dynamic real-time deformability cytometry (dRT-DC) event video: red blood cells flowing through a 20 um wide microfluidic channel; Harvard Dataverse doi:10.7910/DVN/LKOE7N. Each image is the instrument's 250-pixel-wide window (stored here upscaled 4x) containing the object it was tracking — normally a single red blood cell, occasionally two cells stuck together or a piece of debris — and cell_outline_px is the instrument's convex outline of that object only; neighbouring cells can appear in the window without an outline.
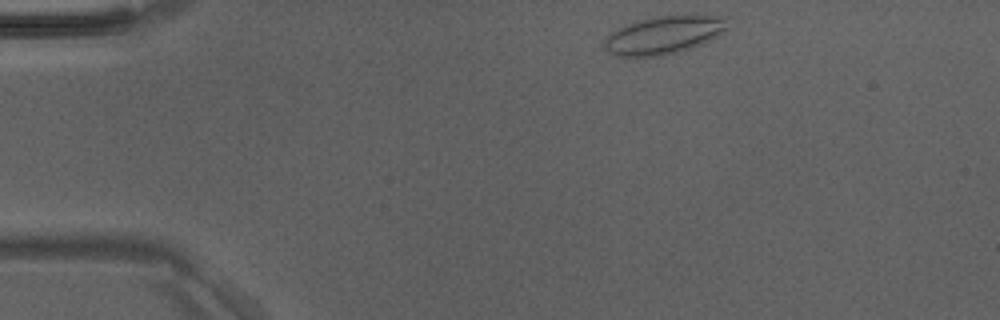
{"species": "Egyptian fruit bat (a non-hibernating species)", "species_latin": "Rousettus aegyptiacus", "temperature_condition": "room temperature", "stored_images_in_passage": 40, "camera_frame_rate_fps": 3000, "um_per_image_px": 0.085, "animal": {"sex": "male"}, "frame": {"image": 1, "passage_image": 1, "time_ms": 0.0, "image_size_px": [1000, 320], "cell_outline_px": [[732, 28], [700, 44], [676, 52], [660, 56], [616, 56], [608, 52], [604, 48], [604, 40], [608, 32], [628, 24], [640, 20], [656, 16], [692, 12], [728, 16]], "centroid_in_image_um": [56.53, 2.9], "position_along_channel_um": 28.5, "area_um2": 28.26}}
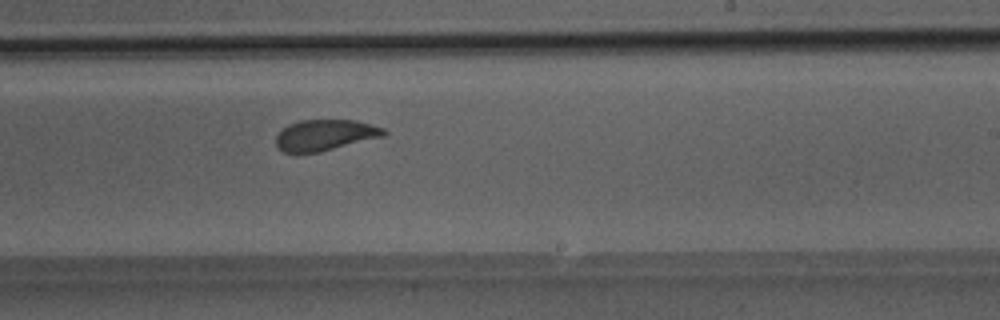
{"frame": {"image": 2, "passage_image": 22, "time_ms": 7.0, "image_size_px": [1000, 320], "cell_outline_px": [[388, 132], [384, 136], [320, 152], [284, 152], [276, 148], [276, 136], [288, 124], [300, 120], [356, 120], [372, 124], [384, 128]], "centroid_in_image_um": [27.64, 11.47], "position_along_channel_um": 261.4, "area_um2": 19.48}}
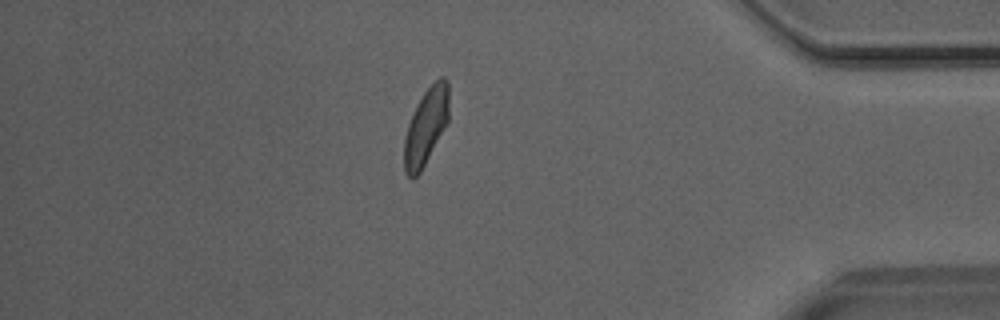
{"frame": {"image": 3, "passage_image": 34, "time_ms": 11.0, "image_size_px": [1000, 320], "cell_outline_px": [[448, 120], [420, 172], [412, 180], [404, 172], [404, 140], [408, 124], [416, 104], [424, 92], [440, 76], [444, 76], [448, 80]], "centroid_in_image_um": [36.19, 10.74], "position_along_channel_um": 399.0, "area_um2": 19.65}}